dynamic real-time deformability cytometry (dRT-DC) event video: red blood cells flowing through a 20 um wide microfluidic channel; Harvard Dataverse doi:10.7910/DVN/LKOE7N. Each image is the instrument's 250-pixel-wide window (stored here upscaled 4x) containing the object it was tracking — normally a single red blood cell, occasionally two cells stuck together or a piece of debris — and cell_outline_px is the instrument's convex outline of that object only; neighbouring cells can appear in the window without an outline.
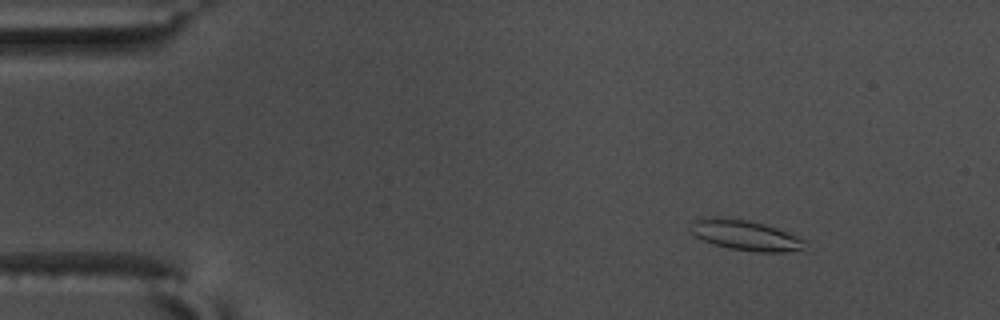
{"species": "common noctule bat (a hibernating species)", "species_latin": "Nyctalus noctula", "temperature_condition": "warm", "stored_images_in_passage": 57, "camera_frame_rate_fps": 3000, "um_per_image_px": 0.085, "animal": {"sex": "male", "body_mass_g": 17.5, "forearm_length_mm": 52.3}, "frame": {"image": 1, "passage_image": 8, "time_ms": 2.333, "image_size_px": [1000, 320], "cell_outline_px": [[808, 240], [804, 248], [784, 252], [756, 252], [728, 248], [704, 240], [696, 236], [688, 228], [696, 220], [712, 216], [748, 220], [764, 224], [776, 228]], "centroid_in_image_um": [63.39, 20.0], "position_along_channel_um": 21.6, "area_um2": 20.0}}
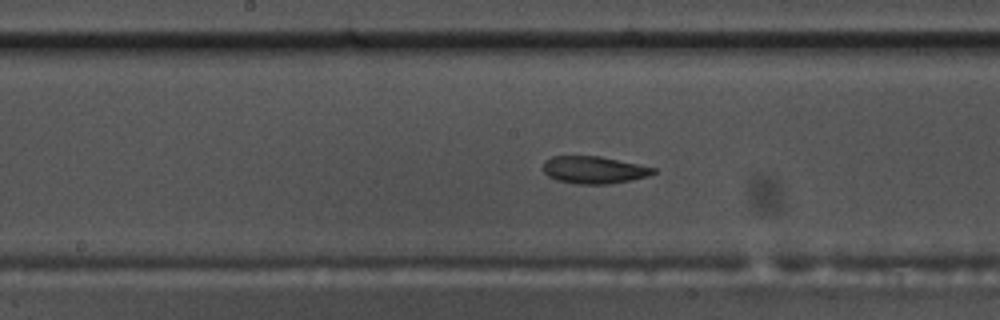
{"frame": {"image": 2, "passage_image": 30, "time_ms": 9.667, "image_size_px": [1000, 320], "cell_outline_px": [[656, 172], [648, 176], [608, 184], [576, 184], [556, 180], [548, 176], [544, 172], [544, 160], [552, 156], [600, 156], [656, 168]], "centroid_in_image_um": [50.46, 14.44], "position_along_channel_um": 197.7, "area_um2": 17.46}}
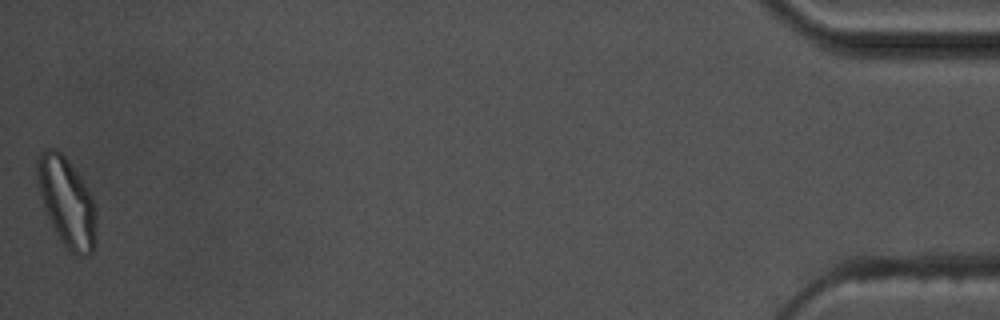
{"frame": {"image": 3, "passage_image": 57, "time_ms": 18.667, "image_size_px": [1000, 320], "cell_outline_px": [[96, 220], [92, 252], [88, 256], [76, 256], [64, 244], [56, 232], [48, 216], [40, 192], [36, 176], [36, 156], [40, 152], [48, 148], [56, 148], [68, 160], [92, 196], [96, 208]], "centroid_in_image_um": [5.66, 17.13], "position_along_channel_um": 429.5, "area_um2": 30.11}, "authors_computed_cell_mechanics": {"area_um2": 19.2474, "velocity_mm_per_s": 3.6335, "shape_relaxation_time_tau1_ms": 7.7817, "shape_relaxation_time_tau2_ms": 3.6828, "deformation_change_tau1": 0.192, "deformation_change_tau2": 0.0964}}